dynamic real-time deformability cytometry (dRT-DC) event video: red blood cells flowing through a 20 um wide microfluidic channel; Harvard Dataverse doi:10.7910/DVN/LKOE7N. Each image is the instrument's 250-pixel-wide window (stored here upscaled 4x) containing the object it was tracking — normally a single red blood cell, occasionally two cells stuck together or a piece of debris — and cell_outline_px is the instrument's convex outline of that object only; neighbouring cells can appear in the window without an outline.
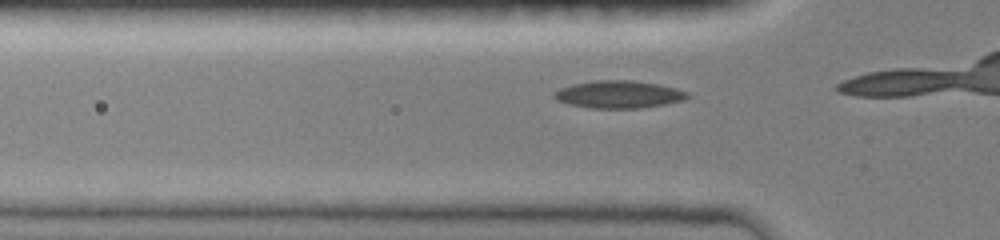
{"species": "common noctule bat (a hibernating species)", "species_latin": "Nyctalus noctula", "temperature_condition": "room temperature", "stored_images_in_passage": 9, "camera_frame_rate_fps": 3000, "um_per_image_px": 0.085, "animal": {"sex": "female", "body_mass_g": 19.0, "forearm_length_mm": 51.5}, "frame": {"image": 1, "passage_image": 7, "time_ms": 2.0, "image_size_px": [1000, 240], "cell_outline_px": [[688, 96], [684, 100], [664, 104], [640, 108], [588, 108], [568, 104], [556, 100], [552, 96], [552, 92], [560, 88], [572, 84], [596, 80], [632, 80], [656, 84], [676, 88], [688, 92]], "centroid_in_image_um": [52.53, 8.02], "position_along_channel_um": 73.3, "area_um2": 21.39}}